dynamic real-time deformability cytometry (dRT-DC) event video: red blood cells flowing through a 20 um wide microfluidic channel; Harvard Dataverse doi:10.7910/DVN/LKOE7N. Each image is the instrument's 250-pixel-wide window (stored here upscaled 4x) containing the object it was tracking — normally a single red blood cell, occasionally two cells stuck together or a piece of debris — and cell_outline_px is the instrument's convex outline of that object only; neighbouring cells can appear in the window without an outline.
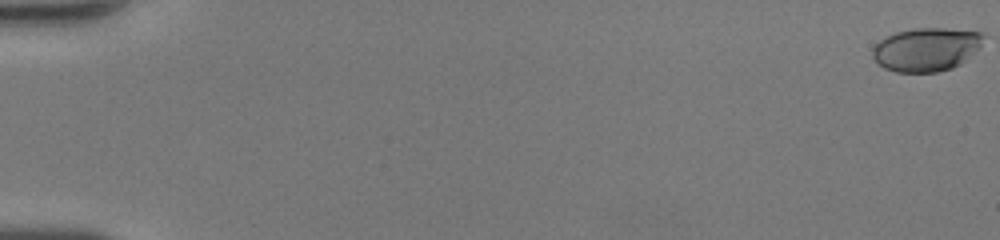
{"species": "human", "species_latin": "Homo sapiens", "temperature_condition": "room temperature", "stored_images_in_passage": 51, "camera_frame_rate_fps": 3000, "um_per_image_px": 0.085, "donor": {"sex": "female"}, "frame": {"image": 1, "passage_image": 1, "time_ms": 0.0, "image_size_px": [1000, 240], "cell_outline_px": [[984, 36], [980, 44], [960, 64], [952, 68], [936, 72], [896, 72], [884, 68], [872, 56], [872, 48], [880, 40], [896, 32], [916, 28], [944, 28], [980, 32]], "centroid_in_image_um": [78.69, 4.2], "position_along_channel_um": 6.3, "area_um2": 27.63}}
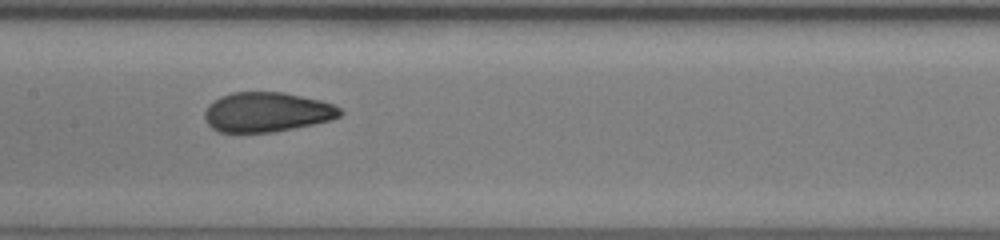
{"frame": {"image": 2, "passage_image": 28, "time_ms": 9.0, "image_size_px": [1000, 240], "cell_outline_px": [[344, 112], [340, 116], [332, 120], [272, 132], [220, 132], [212, 128], [208, 124], [204, 116], [204, 112], [208, 104], [212, 100], [220, 96], [232, 92], [284, 92], [320, 100], [332, 104], [340, 108]], "centroid_in_image_um": [22.67, 9.52], "position_along_channel_um": 184.7, "area_um2": 31.39}}
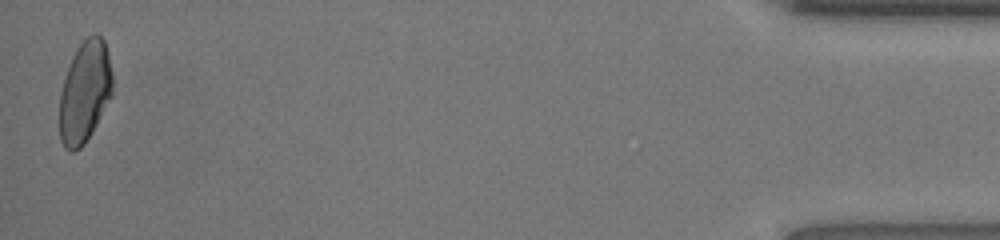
{"frame": {"image": 3, "passage_image": 51, "time_ms": 16.667, "image_size_px": [1000, 240], "cell_outline_px": [[112, 96], [96, 124], [84, 144], [80, 148], [72, 152], [68, 152], [64, 148], [60, 140], [60, 92], [72, 56], [76, 48], [88, 36], [96, 32], [104, 40], [108, 52], [112, 72]], "centroid_in_image_um": [7.21, 7.81], "position_along_channel_um": 428.0, "area_um2": 31.39}, "authors_computed_cell_mechanics": {"area_um2": 31.3276, "velocity_mm_per_s": 4.2976, "shape_relaxation_time_tau1_ms": 4.7518, "shape_relaxation_time_tau2_ms": 0.7313, "deformation_change_tau1": 0.1645, "deformation_change_tau2": 0.0558}}